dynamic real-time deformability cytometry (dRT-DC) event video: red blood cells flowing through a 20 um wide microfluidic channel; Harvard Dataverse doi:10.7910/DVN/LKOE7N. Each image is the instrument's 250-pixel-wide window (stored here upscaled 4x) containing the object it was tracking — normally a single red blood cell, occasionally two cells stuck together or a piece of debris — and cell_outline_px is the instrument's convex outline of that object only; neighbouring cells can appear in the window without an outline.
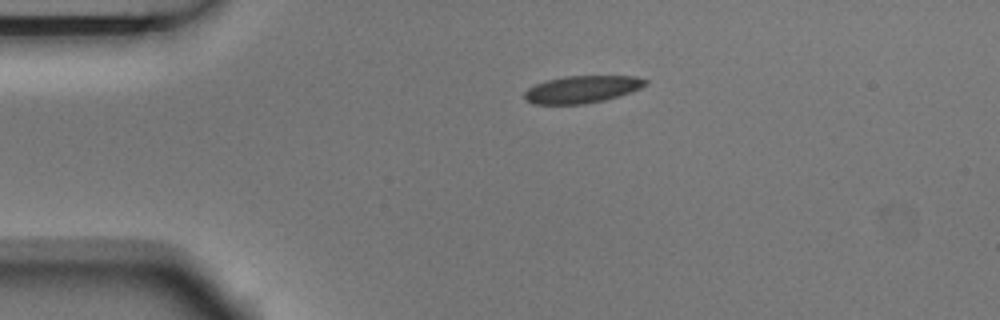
{"species": "Egyptian fruit bat (a non-hibernating species)", "species_latin": "Rousettus aegyptiacus", "temperature_condition": "room temperature", "stored_images_in_passage": 2, "camera_frame_rate_fps": 3000, "um_per_image_px": 0.085, "animal": {"sex": "male"}, "frame": {"image": 1, "passage_image": 1, "time_ms": 0.0, "image_size_px": [1000, 320], "cell_outline_px": [[648, 84], [640, 88], [604, 100], [584, 104], [532, 104], [524, 100], [524, 92], [528, 88], [536, 84], [548, 80], [564, 76], [636, 76], [648, 80]], "centroid_in_image_um": [49.44, 7.59], "position_along_channel_um": 35.6, "area_um2": 19.13}}